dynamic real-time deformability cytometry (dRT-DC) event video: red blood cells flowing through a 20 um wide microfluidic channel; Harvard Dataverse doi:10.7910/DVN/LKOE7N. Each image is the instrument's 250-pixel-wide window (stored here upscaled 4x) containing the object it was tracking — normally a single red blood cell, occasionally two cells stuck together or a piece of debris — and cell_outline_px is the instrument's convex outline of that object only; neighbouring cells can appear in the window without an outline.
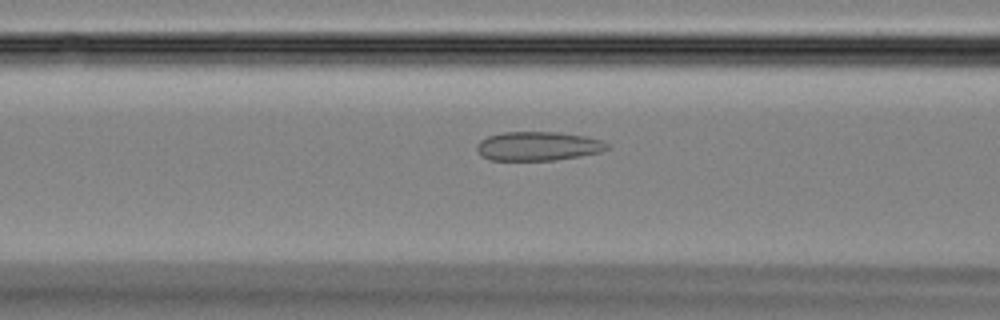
{"species": "Egyptian fruit bat (a non-hibernating species)", "species_latin": "Rousettus aegyptiacus", "temperature_condition": "room temperature", "stored_images_in_passage": 46, "camera_frame_rate_fps": 3000, "um_per_image_px": 0.085, "animal": {"sex": "female"}, "frame": {"image": 1, "passage_image": 18, "time_ms": 5.667, "image_size_px": [1000, 320], "cell_outline_px": [[608, 148], [600, 152], [580, 156], [556, 160], [488, 160], [480, 156], [476, 152], [476, 144], [480, 140], [488, 136], [504, 132], [556, 132], [584, 136], [600, 140], [608, 144]], "centroid_in_image_um": [45.66, 12.43], "position_along_channel_um": 120.9, "area_um2": 22.08}}
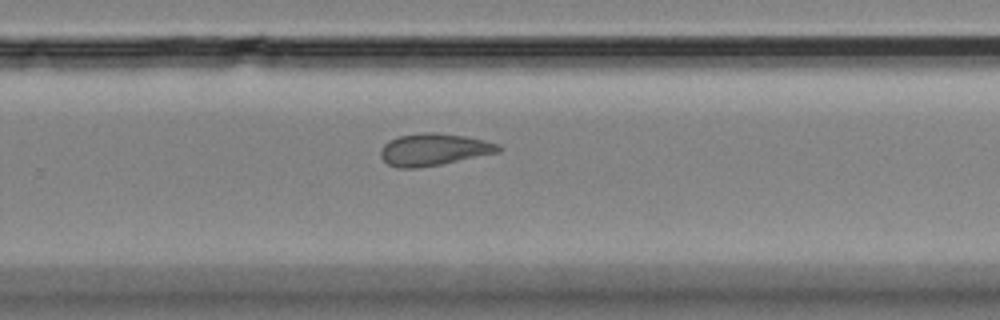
{"frame": {"image": 2, "passage_image": 30, "time_ms": 9.667, "image_size_px": [1000, 320], "cell_outline_px": [[504, 148], [500, 152], [420, 168], [396, 168], [388, 164], [380, 156], [380, 148], [388, 140], [400, 136], [420, 132], [436, 132], [464, 136], [484, 140], [500, 144]], "centroid_in_image_um": [36.87, 12.71], "position_along_channel_um": 292.9, "area_um2": 22.2}}
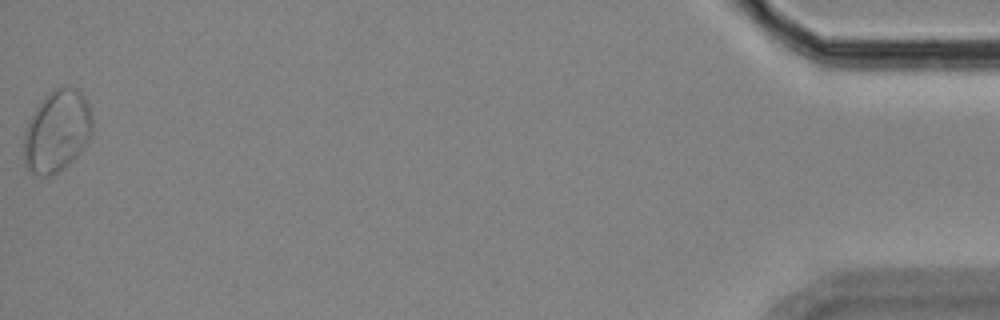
{"frame": {"image": 3, "passage_image": 46, "time_ms": 15.0, "image_size_px": [1000, 320], "cell_outline_px": [[92, 132], [84, 148], [64, 168], [52, 176], [32, 176], [24, 168], [24, 132], [36, 108], [48, 92], [56, 88], [76, 88], [84, 96], [88, 104], [92, 116]], "centroid_in_image_um": [4.83, 11.21], "position_along_channel_um": 430.4, "area_um2": 32.83}}